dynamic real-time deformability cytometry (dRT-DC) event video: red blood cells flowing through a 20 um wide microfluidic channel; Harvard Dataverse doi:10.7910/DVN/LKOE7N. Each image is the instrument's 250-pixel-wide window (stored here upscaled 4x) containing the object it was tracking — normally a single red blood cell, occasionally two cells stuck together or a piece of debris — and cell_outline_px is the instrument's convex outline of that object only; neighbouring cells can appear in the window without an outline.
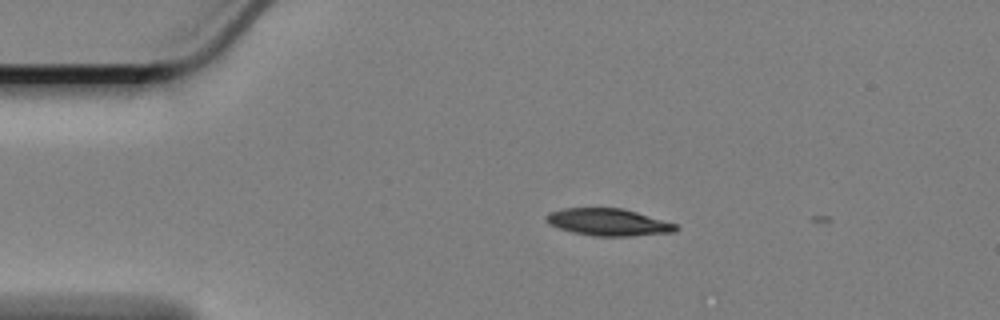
{"species": "Egyptian fruit bat (a non-hibernating species)", "species_latin": "Rousettus aegyptiacus", "temperature_condition": "cold", "stored_images_in_passage": 3, "camera_frame_rate_fps": 3000, "um_per_image_px": 0.085, "animal": {"sex": "female"}, "frame": {"image": 1, "passage_image": 1, "time_ms": 0.0, "image_size_px": [1000, 320], "cell_outline_px": [[680, 228], [676, 232], [628, 236], [592, 236], [572, 232], [548, 224], [544, 220], [544, 216], [548, 212], [564, 208], [624, 208], [676, 224]], "centroid_in_image_um": [51.68, 18.88], "position_along_channel_um": 33.3, "area_um2": 20.63}}